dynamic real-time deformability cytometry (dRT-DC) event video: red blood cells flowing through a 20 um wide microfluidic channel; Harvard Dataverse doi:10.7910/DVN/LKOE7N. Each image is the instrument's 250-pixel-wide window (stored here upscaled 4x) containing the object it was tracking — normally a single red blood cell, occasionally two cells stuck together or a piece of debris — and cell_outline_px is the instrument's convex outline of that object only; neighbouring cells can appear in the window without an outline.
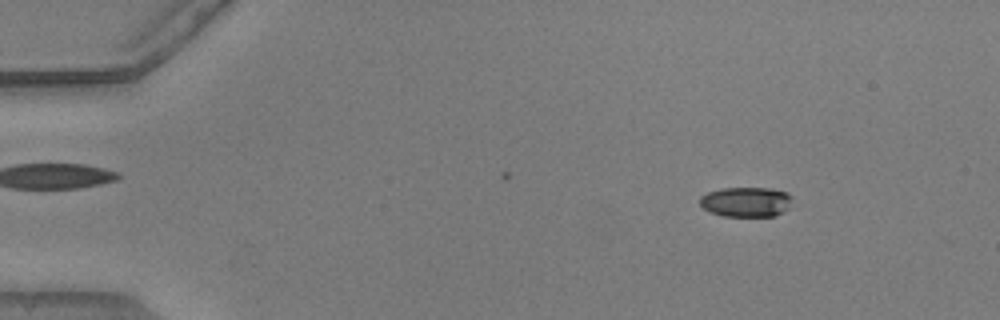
{"species": "common noctule bat (a hibernating species)", "species_latin": "Nyctalus noctula", "temperature_condition": "warm", "stored_images_in_passage": 17, "camera_frame_rate_fps": 3000, "um_per_image_px": 0.085, "animal": {"sex": "male", "body_mass_g": 20.5, "forearm_length_mm": 52.5}, "frame": {"image": 1, "passage_image": 7, "time_ms": 2.0, "image_size_px": [1000, 320], "cell_outline_px": [[792, 196], [788, 208], [784, 212], [776, 216], [724, 216], [708, 212], [700, 204], [700, 196], [708, 192], [720, 188], [768, 188], [788, 192]], "centroid_in_image_um": [63.42, 17.16], "position_along_channel_um": 21.6, "area_um2": 16.24}}
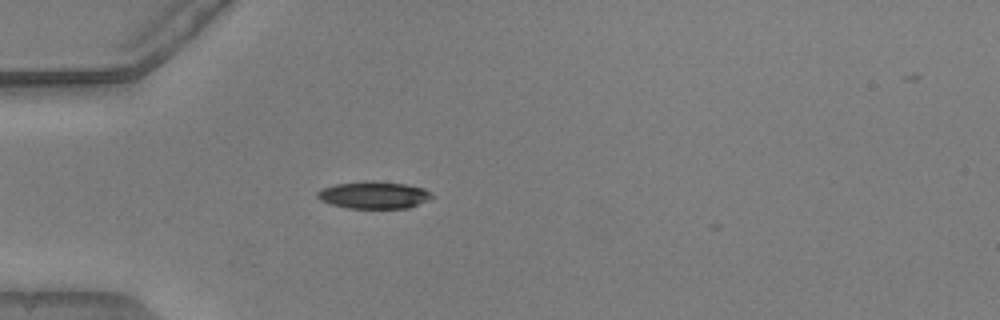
{"frame": {"image": 2, "passage_image": 16, "time_ms": 5.0, "image_size_px": [1000, 320], "cell_outline_px": [[436, 196], [428, 200], [408, 208], [348, 208], [332, 204], [320, 200], [316, 196], [316, 192], [320, 188], [336, 184], [364, 180], [372, 180], [404, 184], [424, 188]], "centroid_in_image_um": [31.76, 16.56], "position_along_channel_um": 53.2, "area_um2": 18.32}}